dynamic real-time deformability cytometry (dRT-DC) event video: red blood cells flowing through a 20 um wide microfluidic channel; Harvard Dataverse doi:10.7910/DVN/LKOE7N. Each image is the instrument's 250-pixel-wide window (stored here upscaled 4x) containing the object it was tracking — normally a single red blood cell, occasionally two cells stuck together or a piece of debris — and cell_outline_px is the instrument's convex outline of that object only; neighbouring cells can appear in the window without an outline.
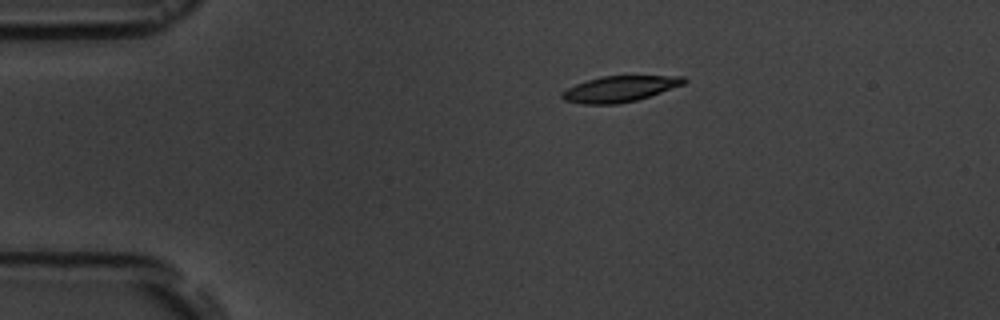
{"species": "common noctule bat (a hibernating species)", "species_latin": "Nyctalus noctula", "temperature_condition": "room temperature", "stored_images_in_passage": 9, "camera_frame_rate_fps": 3000, "um_per_image_px": 0.085, "animal": {"sex": "male", "body_mass_g": 19.5, "forearm_length_mm": 54.6}, "frame": {"image": 1, "passage_image": 1, "time_ms": 0.0, "image_size_px": [1000, 320], "cell_outline_px": [[688, 80], [684, 84], [636, 100], [616, 104], [584, 104], [564, 100], [560, 96], [560, 92], [576, 84], [588, 80], [604, 76], [684, 76]], "centroid_in_image_um": [52.65, 7.55], "position_along_channel_um": 32.3, "area_um2": 18.15}}
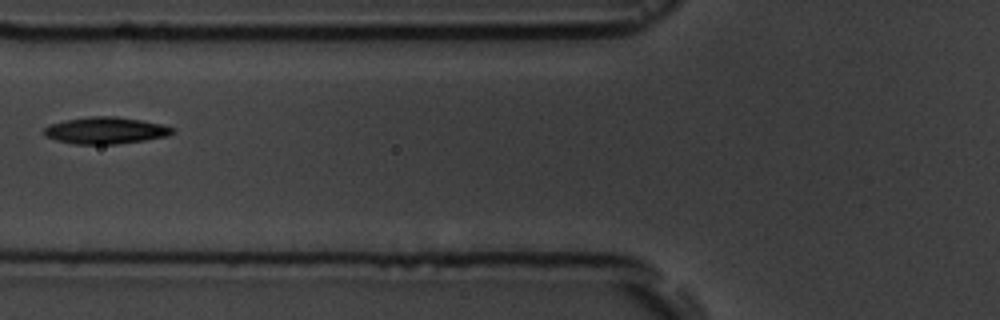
{"frame": {"image": 2, "passage_image": 4, "time_ms": 3.667, "image_size_px": [1000, 320], "cell_outline_px": [[176, 132], [168, 136], [144, 140], [116, 144], [72, 144], [56, 140], [44, 136], [44, 128], [48, 124], [64, 120], [88, 116], [116, 116], [164, 124], [176, 128]], "centroid_in_image_um": [8.98, 11.08], "position_along_channel_um": 116.8, "area_um2": 20.35}}
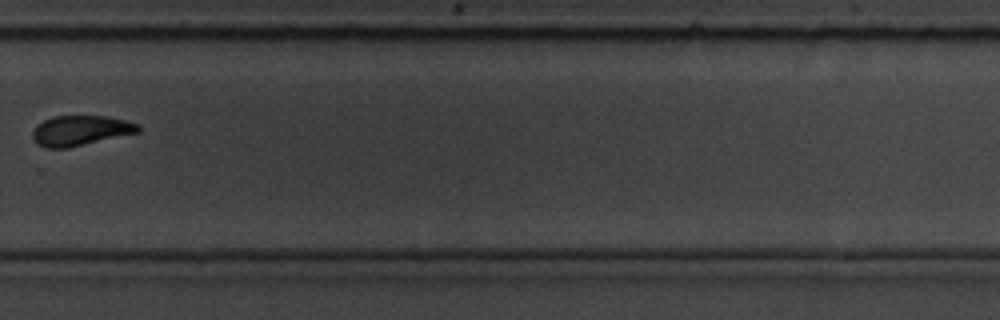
{"frame": {"image": 3, "passage_image": 9, "time_ms": 9.333, "image_size_px": [1000, 320], "cell_outline_px": [[140, 132], [68, 148], [44, 148], [36, 144], [32, 140], [32, 132], [36, 124], [52, 116], [108, 116], [140, 124]], "centroid_in_image_um": [6.8, 11.1], "position_along_channel_um": 323.0, "area_um2": 18.79}}